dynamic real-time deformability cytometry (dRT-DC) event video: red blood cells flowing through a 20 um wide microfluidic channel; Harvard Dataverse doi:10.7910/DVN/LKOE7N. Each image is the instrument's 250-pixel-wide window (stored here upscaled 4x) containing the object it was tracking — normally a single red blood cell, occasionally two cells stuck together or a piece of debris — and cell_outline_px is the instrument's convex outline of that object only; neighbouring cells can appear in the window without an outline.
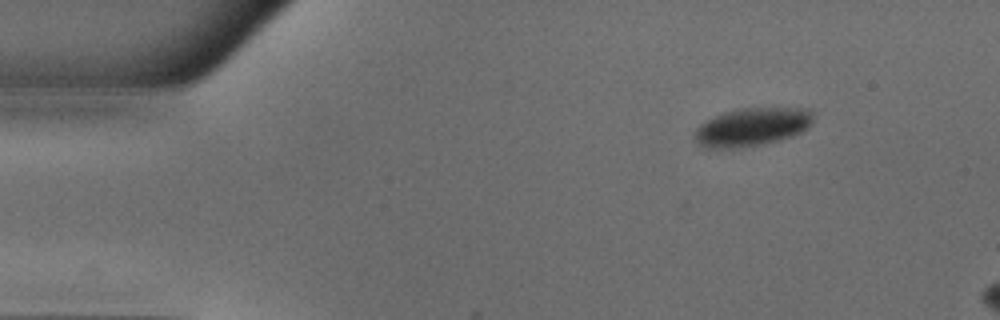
{"species": "common noctule bat (a hibernating species)", "species_latin": "Nyctalus noctula", "temperature_condition": "warm", "stored_images_in_passage": 8, "camera_frame_rate_fps": 3000, "um_per_image_px": 0.085, "animal": {"sex": "male", "body_mass_g": 18.8}, "frame": {"image": 1, "passage_image": 1, "time_ms": 0.0, "image_size_px": [1000, 320], "cell_outline_px": [[812, 120], [808, 128], [792, 136], [760, 144], [740, 148], [704, 148], [696, 140], [696, 128], [700, 124], [724, 112], [740, 108], [812, 108]], "centroid_in_image_um": [63.94, 10.78], "position_along_channel_um": 21.1, "area_um2": 26.13}}